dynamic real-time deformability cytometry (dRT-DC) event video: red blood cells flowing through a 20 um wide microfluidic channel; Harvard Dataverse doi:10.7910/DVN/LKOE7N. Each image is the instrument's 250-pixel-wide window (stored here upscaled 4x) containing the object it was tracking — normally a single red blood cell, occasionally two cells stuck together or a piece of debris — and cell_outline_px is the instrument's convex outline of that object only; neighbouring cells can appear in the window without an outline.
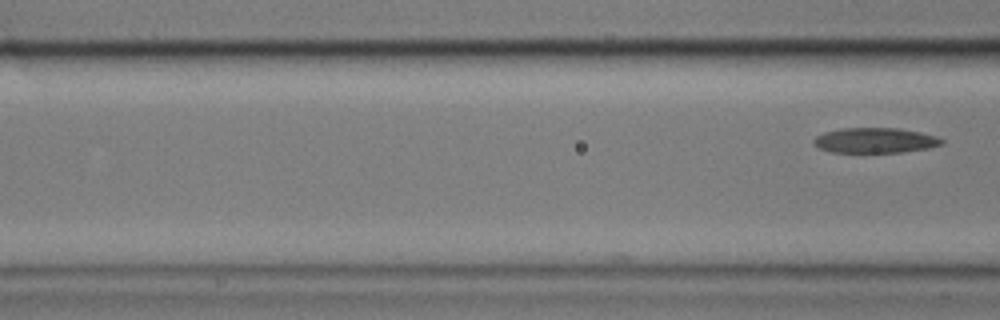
{"species": "common noctule bat (a hibernating species)", "species_latin": "Nyctalus noctula", "temperature_condition": "cold", "stored_images_in_passage": 17, "camera_frame_rate_fps": 3000, "um_per_image_px": 0.085, "animal": {"sex": "male", "body_mass_g": 17.9}, "frame": {"image": 1, "passage_image": 17, "time_ms": 5.333, "image_size_px": [1000, 320], "cell_outline_px": [[944, 144], [928, 148], [904, 152], [832, 152], [820, 148], [812, 140], [816, 136], [824, 132], [840, 128], [900, 128], [920, 132], [936, 136], [944, 140]], "centroid_in_image_um": [74.41, 11.93], "position_along_channel_um": 92.2, "area_um2": 18.79}}